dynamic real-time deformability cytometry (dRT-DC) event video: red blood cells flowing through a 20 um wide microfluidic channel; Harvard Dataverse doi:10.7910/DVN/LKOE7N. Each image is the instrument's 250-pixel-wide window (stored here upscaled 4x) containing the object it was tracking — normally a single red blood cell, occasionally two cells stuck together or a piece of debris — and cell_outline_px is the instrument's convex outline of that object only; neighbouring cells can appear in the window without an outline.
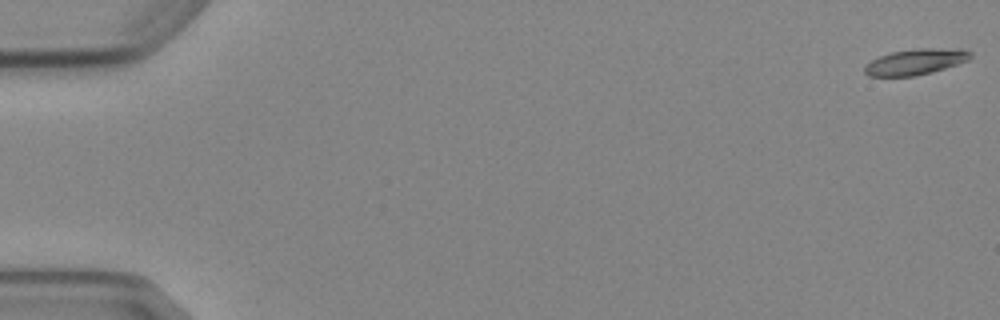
{"species": "Egyptian fruit bat (a non-hibernating species)", "species_latin": "Rousettus aegyptiacus", "temperature_condition": "cold", "stored_images_in_passage": 6, "camera_frame_rate_fps": 3000, "um_per_image_px": 0.085, "animal": {"sex": "female"}, "frame": {"image": 1, "passage_image": 1, "time_ms": 0.0, "image_size_px": [1000, 320], "cell_outline_px": [[972, 56], [968, 60], [932, 72], [916, 76], [868, 76], [864, 72], [864, 64], [880, 56], [892, 52], [920, 48], [960, 48], [972, 52]], "centroid_in_image_um": [77.82, 5.25], "position_along_channel_um": 7.2, "area_um2": 15.95}}
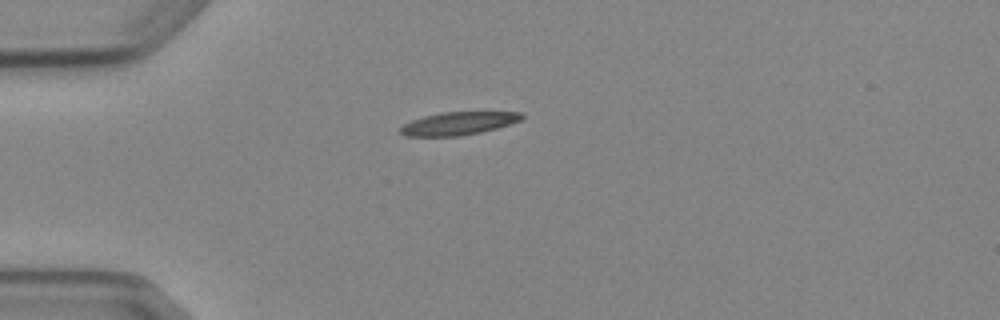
{"frame": {"image": 2, "passage_image": 5, "time_ms": 4.667, "image_size_px": [1000, 320], "cell_outline_px": [[524, 116], [520, 120], [496, 128], [480, 132], [460, 136], [404, 136], [400, 132], [400, 128], [404, 124], [412, 120], [424, 116], [440, 112], [520, 112]], "centroid_in_image_um": [38.93, 10.49], "position_along_channel_um": 46.1, "area_um2": 16.07}}